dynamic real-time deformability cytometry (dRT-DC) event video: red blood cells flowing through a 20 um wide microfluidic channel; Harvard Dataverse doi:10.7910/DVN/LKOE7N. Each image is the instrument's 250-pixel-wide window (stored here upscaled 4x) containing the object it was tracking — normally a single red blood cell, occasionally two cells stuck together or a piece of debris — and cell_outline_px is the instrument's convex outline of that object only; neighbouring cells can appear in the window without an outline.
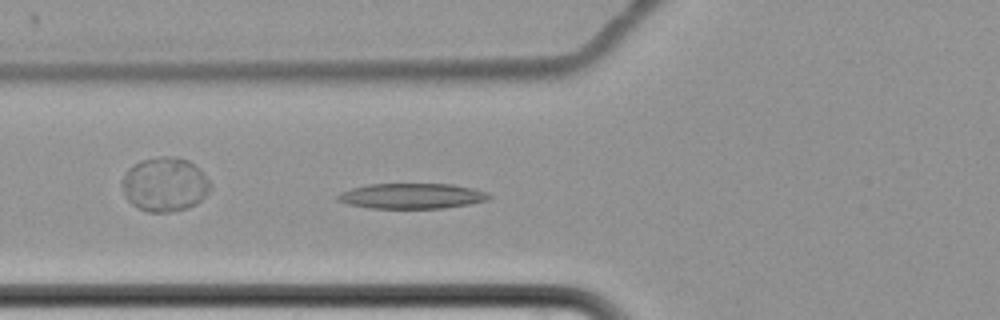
{"species": "common noctule bat (a hibernating species)", "species_latin": "Nyctalus noctula", "temperature_condition": "cold", "stored_images_in_passage": 7, "camera_frame_rate_fps": 3000, "um_per_image_px": 0.085, "animal": {"sex": "female", "body_mass_g": 22.7, "forearm_length_mm": 54.2}, "frame": {"image": 1, "passage_image": 7, "time_ms": 9.0, "image_size_px": [1000, 320], "cell_outline_px": [[492, 196], [488, 200], [468, 204], [444, 208], [372, 208], [348, 204], [336, 200], [336, 196], [352, 188], [368, 184], [452, 184], [472, 188], [488, 192]], "centroid_in_image_um": [35.03, 16.66], "position_along_channel_um": 90.8, "area_um2": 22.25}}